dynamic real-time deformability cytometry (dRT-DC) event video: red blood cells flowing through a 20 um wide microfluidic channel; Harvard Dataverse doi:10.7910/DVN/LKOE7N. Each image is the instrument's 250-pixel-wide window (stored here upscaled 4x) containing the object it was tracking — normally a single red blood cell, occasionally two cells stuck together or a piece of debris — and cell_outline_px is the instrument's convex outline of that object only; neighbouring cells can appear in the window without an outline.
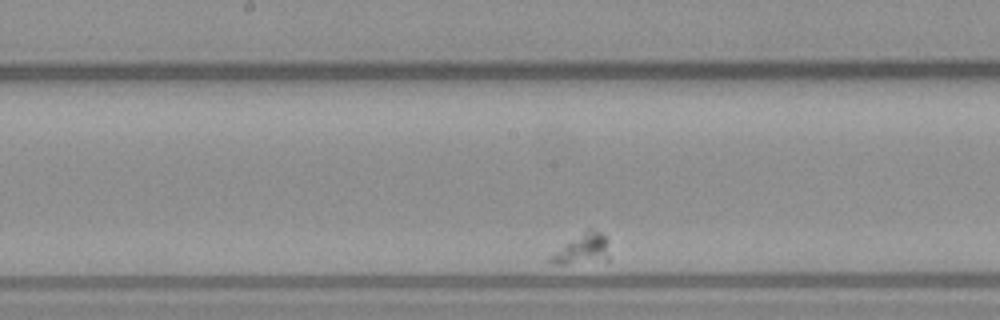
{"species": "common noctule bat (a hibernating species)", "species_latin": "Nyctalus noctula", "temperature_condition": "warm", "stored_images_in_passage": 50, "segment_of_instrument_passage": [2, 2], "camera_frame_rate_fps": 3000, "um_per_image_px": 0.085, "animal": {"sex": "male", "body_mass_g": 23.1, "forearm_length_mm": 52.7}, "frame": {"image": 1, "passage_image": 32, "time_ms": 10.333, "image_size_px": [1000, 320], "cell_outline_px": [[608, 260], [568, 264], [552, 264], [548, 260], [564, 244], [588, 228], [596, 228], [608, 240]], "centroid_in_image_um": [49.55, 21.16], "position_along_channel_um": 198.7, "area_um2": 10.29}}
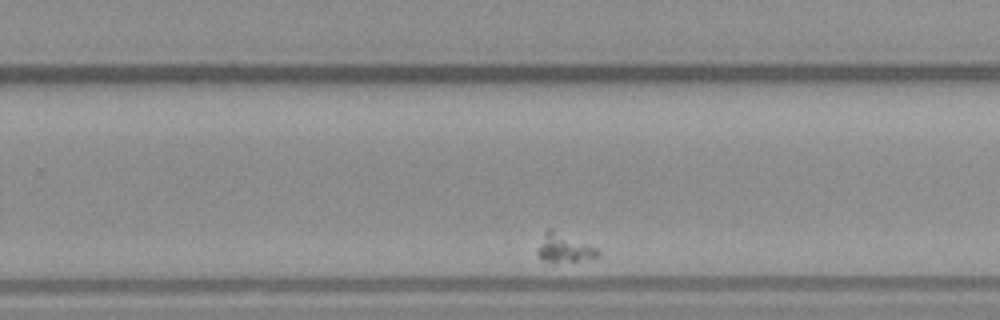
{"frame": {"image": 2, "passage_image": 41, "time_ms": 13.333, "image_size_px": [1000, 320], "cell_outline_px": [[600, 256], [576, 260], [544, 264], [540, 260], [536, 252], [544, 232], [548, 228], [552, 228], [596, 248], [600, 252]], "centroid_in_image_um": [47.87, 21.09], "position_along_channel_um": 281.9, "area_um2": 10.17}}
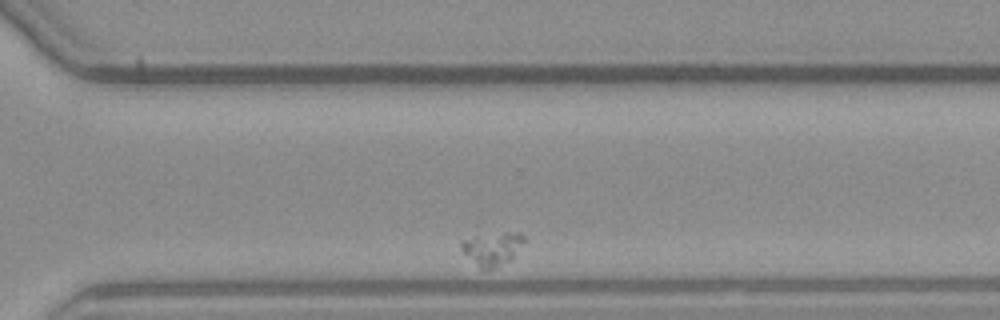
{"frame": {"image": 3, "passage_image": 46, "time_ms": 15.0, "image_size_px": [1000, 320], "cell_outline_px": [[528, 240], [512, 260], [496, 268], [480, 268], [460, 248], [460, 240], [476, 236], [504, 232], [520, 232]], "centroid_in_image_um": [41.93, 21.11], "position_along_channel_um": 328.7, "area_um2": 12.37}}